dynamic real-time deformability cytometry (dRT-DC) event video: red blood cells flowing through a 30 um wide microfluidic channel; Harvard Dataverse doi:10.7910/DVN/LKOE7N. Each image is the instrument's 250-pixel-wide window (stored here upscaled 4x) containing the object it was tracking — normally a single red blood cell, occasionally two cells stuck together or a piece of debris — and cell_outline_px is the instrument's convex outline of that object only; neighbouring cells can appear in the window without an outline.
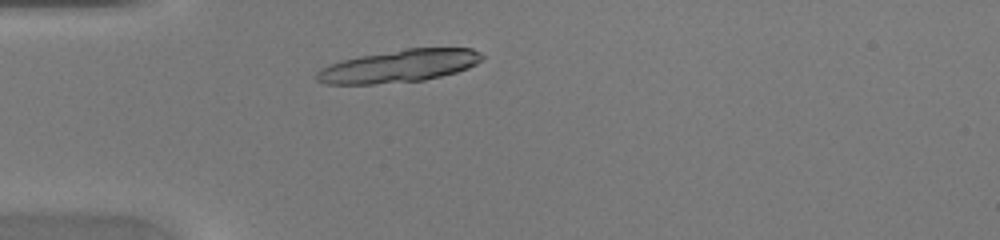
{"species": "common noctule bat (a hibernating species)", "species_latin": "Nyctalus noctula", "temperature_condition": "warm", "stored_images_in_passage": 39, "camera_frame_rate_fps": 3000, "um_per_image_px": 0.085, "animal": {"sex": "female", "body_mass_g": 20.0, "forearm_length_mm": 54.0}, "frame": {"image": 1, "passage_image": 6, "time_ms": 1.667, "image_size_px": [1000, 240], "cell_outline_px": [[484, 56], [476, 64], [468, 68], [456, 72], [424, 80], [376, 84], [324, 84], [316, 80], [316, 72], [320, 68], [344, 60], [360, 56], [408, 48], [472, 48], [480, 52]], "centroid_in_image_um": [33.93, 5.62], "position_along_channel_um": 51.1, "area_um2": 31.15}}